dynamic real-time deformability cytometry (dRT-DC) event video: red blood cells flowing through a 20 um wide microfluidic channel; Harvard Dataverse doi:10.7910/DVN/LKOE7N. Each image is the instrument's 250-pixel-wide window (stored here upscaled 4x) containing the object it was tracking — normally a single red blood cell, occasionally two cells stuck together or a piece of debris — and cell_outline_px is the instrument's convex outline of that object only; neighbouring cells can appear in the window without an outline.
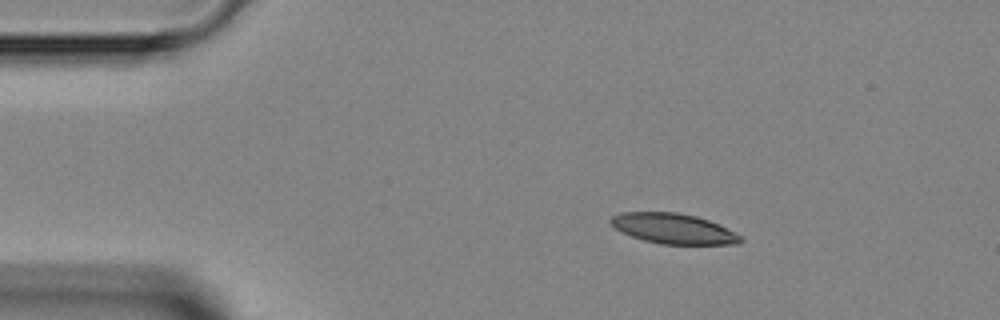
{"species": "Egyptian fruit bat (a non-hibernating species)", "species_latin": "Rousettus aegyptiacus", "temperature_condition": "room temperature", "stored_images_in_passage": 4, "camera_frame_rate_fps": 3000, "um_per_image_px": 0.085, "animal": {"sex": "female"}, "frame": {"image": 1, "passage_image": 2, "time_ms": 1.333, "image_size_px": [1000, 320], "cell_outline_px": [[744, 240], [736, 244], [660, 244], [644, 240], [632, 236], [616, 228], [608, 220], [612, 216], [620, 212], [676, 212], [696, 216], [708, 220], [740, 236]], "centroid_in_image_um": [57.2, 19.43], "position_along_channel_um": 27.8, "area_um2": 22.48}}
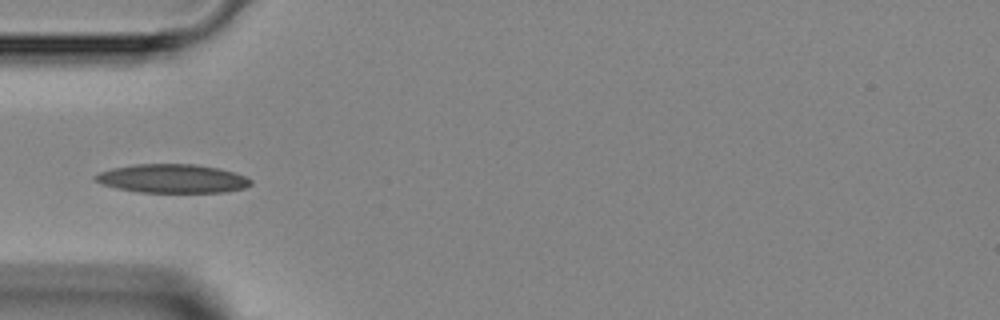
{"frame": {"image": 2, "passage_image": 4, "time_ms": 3.667, "image_size_px": [1000, 320], "cell_outline_px": [[252, 184], [244, 188], [224, 192], [136, 192], [116, 188], [100, 184], [92, 176], [100, 172], [112, 168], [136, 164], [196, 164], [220, 168], [236, 172], [252, 180]], "centroid_in_image_um": [14.65, 15.18], "position_along_channel_um": 70.3, "area_um2": 26.18}}